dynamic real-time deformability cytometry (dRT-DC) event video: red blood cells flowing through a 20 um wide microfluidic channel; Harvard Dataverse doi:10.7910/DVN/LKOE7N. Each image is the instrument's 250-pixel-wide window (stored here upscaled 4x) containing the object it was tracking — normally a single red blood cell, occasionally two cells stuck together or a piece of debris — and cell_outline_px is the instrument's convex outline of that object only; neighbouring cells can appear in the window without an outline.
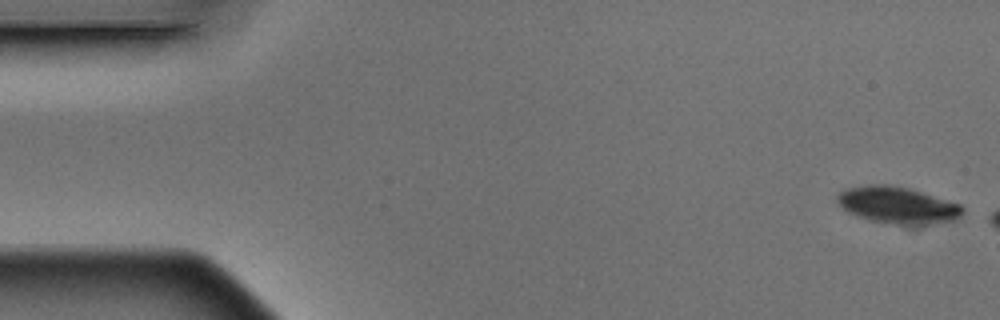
{"species": "Egyptian fruit bat (a non-hibernating species)", "species_latin": "Rousettus aegyptiacus", "temperature_condition": "warm", "stored_images_in_passage": 3, "camera_frame_rate_fps": 3000, "um_per_image_px": 0.085, "animal": {"sex": "male"}, "frame": {"image": 1, "passage_image": 1, "time_ms": 0.0, "image_size_px": [1000, 320], "cell_outline_px": [[964, 212], [956, 220], [912, 228], [908, 228], [868, 220], [848, 212], [836, 200], [836, 196], [840, 192], [848, 188], [872, 184], [884, 184], [908, 188], [960, 204], [964, 208]], "centroid_in_image_um": [76.34, 17.5], "position_along_channel_um": 8.7, "area_um2": 27.46}}